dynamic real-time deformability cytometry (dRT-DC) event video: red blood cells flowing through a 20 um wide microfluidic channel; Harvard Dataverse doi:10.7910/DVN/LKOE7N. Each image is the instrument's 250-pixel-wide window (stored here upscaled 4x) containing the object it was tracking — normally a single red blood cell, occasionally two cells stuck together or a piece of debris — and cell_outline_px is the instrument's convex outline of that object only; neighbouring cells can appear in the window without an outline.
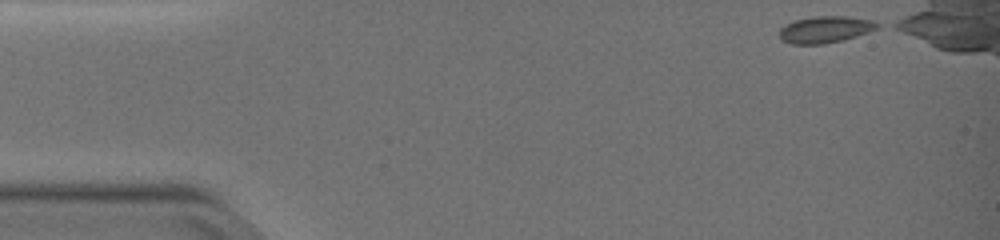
{"species": "common noctule bat (a hibernating species)", "species_latin": "Nyctalus noctula", "temperature_condition": "warm", "stored_images_in_passage": 11, "camera_frame_rate_fps": 3000, "um_per_image_px": 0.085, "animal": {"sex": "female", "body_mass_g": 19.0, "forearm_length_mm": 51.5}, "frame": {"image": 1, "passage_image": 1, "time_ms": 0.0, "image_size_px": [1000, 240], "cell_outline_px": [[884, 24], [880, 28], [844, 40], [824, 44], [792, 44], [784, 40], [780, 36], [780, 28], [784, 24], [796, 20], [812, 16], [848, 16], [876, 20]], "centroid_in_image_um": [70.24, 2.49], "position_along_channel_um": 14.8, "area_um2": 15.55}}